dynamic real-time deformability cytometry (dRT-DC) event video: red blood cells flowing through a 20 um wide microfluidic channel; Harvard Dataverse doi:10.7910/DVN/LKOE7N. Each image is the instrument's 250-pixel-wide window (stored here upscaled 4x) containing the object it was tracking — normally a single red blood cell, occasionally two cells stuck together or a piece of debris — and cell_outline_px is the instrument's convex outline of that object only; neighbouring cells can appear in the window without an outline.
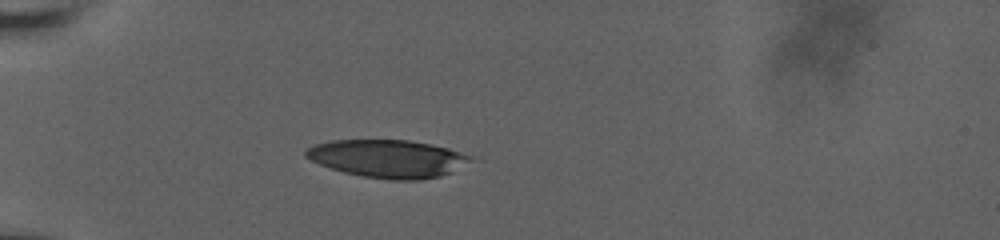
{"species": "human", "species_latin": "Homo sapiens", "temperature_condition": "room temperature", "stored_images_in_passage": 46, "camera_frame_rate_fps": 3000, "um_per_image_px": 0.085, "donor": {"sex": "male"}, "frame": {"image": 1, "passage_image": 9, "time_ms": 2.667, "image_size_px": [1000, 240], "cell_outline_px": [[472, 160], [440, 176], [420, 180], [396, 180], [364, 176], [344, 172], [320, 164], [304, 156], [304, 152], [308, 148], [316, 144], [332, 140], [408, 140], [432, 144], [448, 148], [472, 156]], "centroid_in_image_um": [32.94, 13.47], "position_along_channel_um": 52.1, "area_um2": 35.78}}
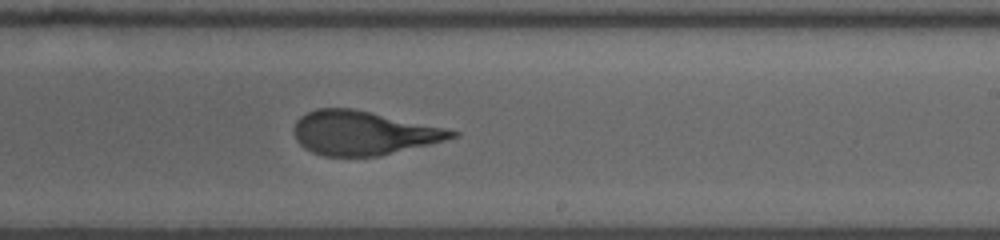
{"frame": {"image": 2, "passage_image": 27, "time_ms": 9.0, "image_size_px": [1000, 240], "cell_outline_px": [[460, 132], [456, 136], [444, 140], [380, 156], [324, 156], [312, 152], [304, 148], [296, 140], [296, 120], [300, 116], [316, 108], [352, 108], [444, 128]], "centroid_in_image_um": [30.84, 11.3], "position_along_channel_um": 258.2, "area_um2": 39.82}}
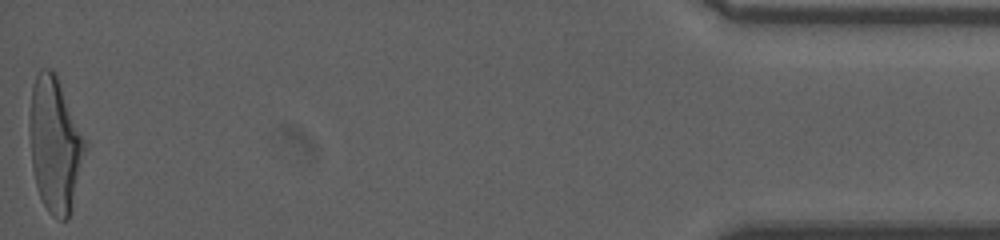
{"frame": {"image": 3, "passage_image": 46, "time_ms": 16.0, "image_size_px": [1000, 240], "cell_outline_px": [[88, 148], [72, 208], [68, 220], [60, 220], [52, 216], [48, 212], [40, 196], [36, 184], [32, 164], [28, 128], [28, 124], [32, 88], [36, 76], [40, 68], [52, 68], [56, 72], [88, 140]], "centroid_in_image_um": [4.71, 12.25], "position_along_channel_um": 430.5, "area_um2": 44.85}, "authors_computed_cell_mechanics": {"area_um2": 40.4311, "velocity_mm_per_s": 3.6641, "shape_relaxation_time_tau1_ms": 5.6935, "shape_relaxation_time_tau2_ms": 1.0994, "deformation_change_tau1": 0.2299, "deformation_change_tau2": 0.0941}}